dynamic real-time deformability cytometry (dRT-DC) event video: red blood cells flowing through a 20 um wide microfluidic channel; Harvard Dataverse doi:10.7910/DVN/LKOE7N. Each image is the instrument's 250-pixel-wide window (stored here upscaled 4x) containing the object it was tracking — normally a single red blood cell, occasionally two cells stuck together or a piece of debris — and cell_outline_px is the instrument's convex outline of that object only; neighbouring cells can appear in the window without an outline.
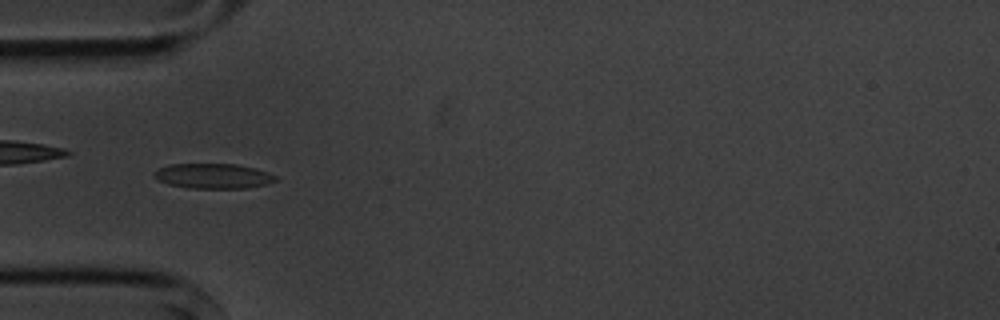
{"species": "common noctule bat (a hibernating species)", "species_latin": "Nyctalus noctula", "temperature_condition": "cold", "stored_images_in_passage": 10, "camera_frame_rate_fps": 3000, "um_per_image_px": 0.085, "animal": {"sex": "male", "body_mass_g": 20.1, "forearm_length_mm": 53.5}, "frame": {"image": 1, "passage_image": 4, "time_ms": 4.333, "image_size_px": [1000, 320], "cell_outline_px": [[280, 180], [248, 188], [188, 188], [168, 184], [156, 180], [152, 176], [152, 172], [160, 168], [172, 164], [236, 164], [256, 168], [276, 176]], "centroid_in_image_um": [18.1, 14.96], "position_along_channel_um": 66.9, "area_um2": 17.8}}
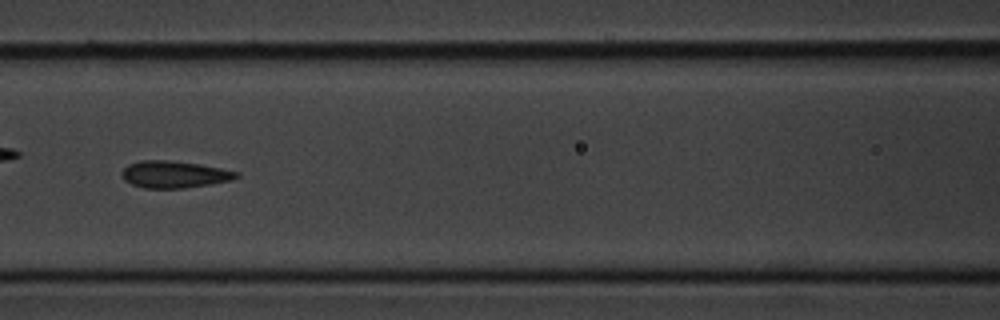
{"frame": {"image": 2, "passage_image": 6, "time_ms": 6.667, "image_size_px": [1000, 320], "cell_outline_px": [[240, 176], [232, 180], [212, 184], [180, 188], [144, 188], [132, 184], [124, 180], [120, 172], [128, 164], [140, 160], [168, 160], [196, 164], [220, 168], [240, 172]], "centroid_in_image_um": [14.8, 14.82], "position_along_channel_um": 151.8, "area_um2": 17.98}}
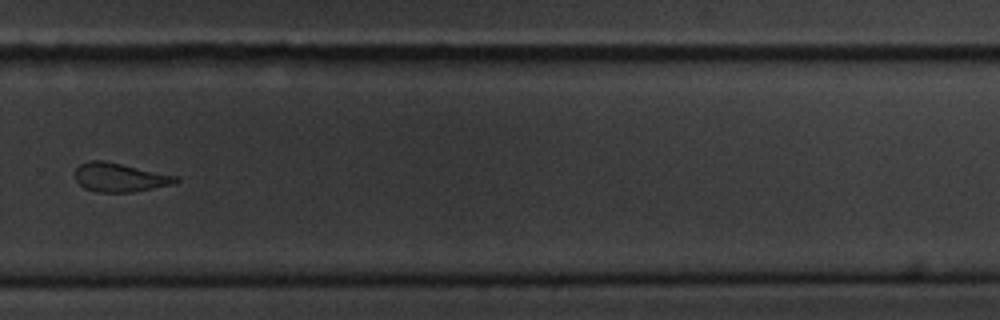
{"frame": {"image": 3, "passage_image": 10, "time_ms": 11.333, "image_size_px": [1000, 320], "cell_outline_px": [[180, 180], [172, 184], [132, 192], [96, 192], [84, 188], [76, 180], [76, 168], [80, 164], [88, 160], [104, 160], [176, 176]], "centroid_in_image_um": [10.14, 15.07], "position_along_channel_um": 319.7, "area_um2": 16.7}}